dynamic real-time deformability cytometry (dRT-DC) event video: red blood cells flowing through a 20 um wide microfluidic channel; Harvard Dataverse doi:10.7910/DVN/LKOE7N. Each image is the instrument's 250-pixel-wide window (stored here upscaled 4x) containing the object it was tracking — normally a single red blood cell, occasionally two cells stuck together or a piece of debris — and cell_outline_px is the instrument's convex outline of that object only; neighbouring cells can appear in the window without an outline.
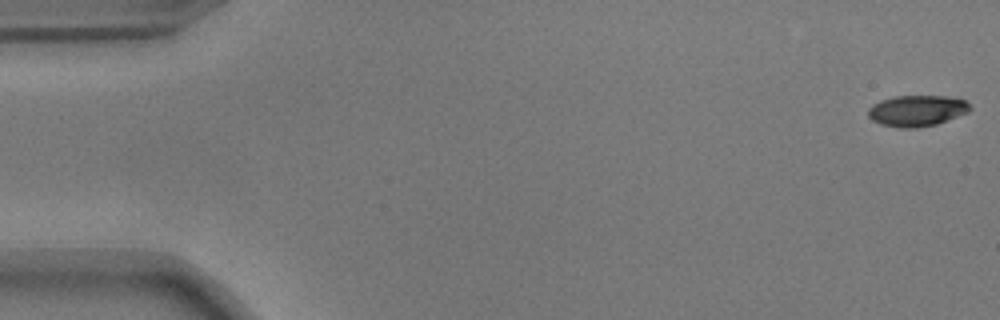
{"species": "common noctule bat (a hibernating species)", "species_latin": "Nyctalus noctula", "temperature_condition": "warm", "stored_images_in_passage": 54, "camera_frame_rate_fps": 3000, "um_per_image_px": 0.085, "animal": {"sex": "male", "body_mass_g": 17.9}, "frame": {"image": 1, "passage_image": 1, "time_ms": 0.0, "image_size_px": [1000, 320], "cell_outline_px": [[972, 108], [968, 112], [936, 124], [916, 128], [900, 128], [880, 124], [872, 120], [868, 116], [868, 108], [872, 104], [880, 100], [896, 96], [948, 96], [964, 100]], "centroid_in_image_um": [77.9, 9.41], "position_along_channel_um": 7.1, "area_um2": 18.44}}
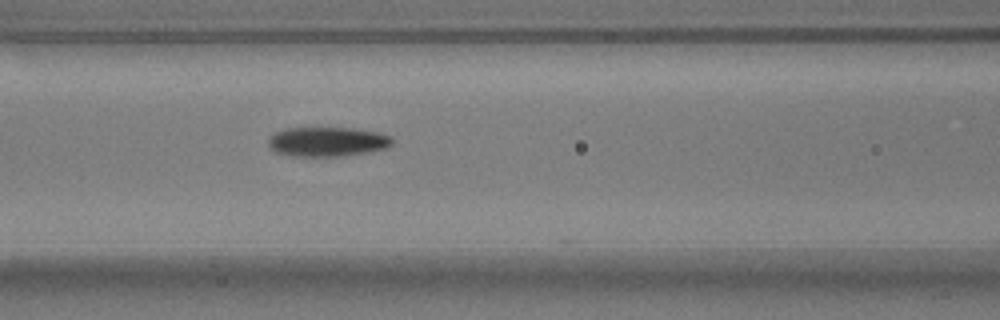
{"frame": {"image": 2, "passage_image": 23, "time_ms": 7.333, "image_size_px": [1000, 320], "cell_outline_px": [[392, 144], [384, 148], [364, 152], [340, 156], [292, 156], [276, 152], [268, 148], [268, 136], [284, 128], [352, 128], [376, 132], [388, 136], [392, 140]], "centroid_in_image_um": [27.72, 12.04], "position_along_channel_um": 138.9, "area_um2": 21.1}}
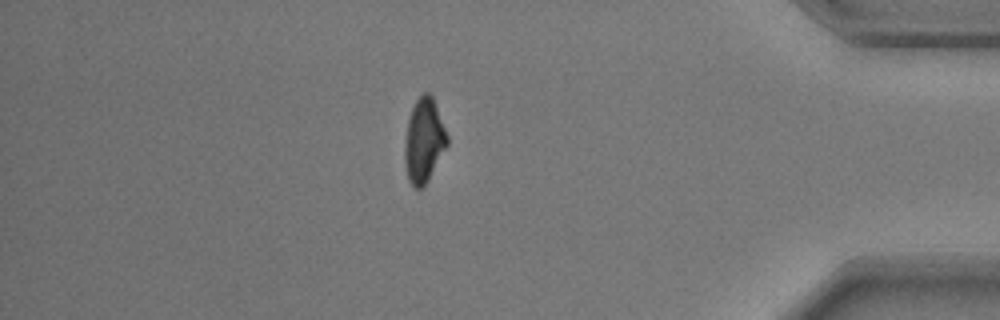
{"frame": {"image": 3, "passage_image": 47, "time_ms": 15.333, "image_size_px": [1000, 320], "cell_outline_px": [[448, 144], [428, 180], [420, 188], [416, 188], [408, 180], [404, 160], [404, 148], [408, 120], [412, 108], [416, 100], [424, 92], [428, 92], [432, 96], [448, 136]], "centroid_in_image_um": [36.03, 11.94], "position_along_channel_um": 399.2, "area_um2": 20.52}, "authors_computed_cell_mechanics": {"area_um2": 20.6057, "velocity_mm_per_s": 3.7228, "shape_relaxation_time_tau1_ms": 2.7485, "shape_relaxation_time_tau2_ms": 3.0847, "deformation_change_tau1": 0.1625, "deformation_change_tau2": 0.0927}}